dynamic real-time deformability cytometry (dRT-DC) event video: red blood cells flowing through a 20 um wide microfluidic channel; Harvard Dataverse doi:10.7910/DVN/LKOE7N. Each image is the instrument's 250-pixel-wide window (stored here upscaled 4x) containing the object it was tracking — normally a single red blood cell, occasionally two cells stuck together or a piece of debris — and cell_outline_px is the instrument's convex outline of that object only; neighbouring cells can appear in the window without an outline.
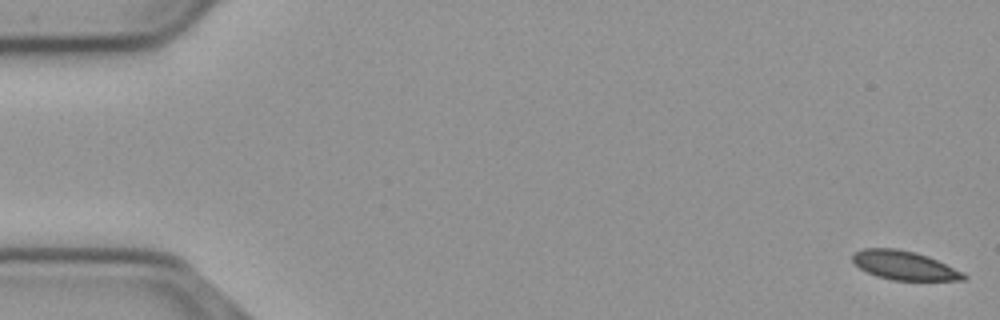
{"species": "common noctule bat (a hibernating species)", "species_latin": "Nyctalus noctula", "temperature_condition": "cold", "stored_images_in_passage": 57, "segment_of_instrument_passage": [1, 2], "camera_frame_rate_fps": 3000, "um_per_image_px": 0.085, "animal": {"sex": "male", "body_mass_g": 23.1, "forearm_length_mm": 52.7}, "frame": {"image": 1, "passage_image": 1, "time_ms": 0.0, "image_size_px": [1000, 320], "cell_outline_px": [[968, 276], [964, 280], [892, 280], [876, 276], [860, 268], [852, 260], [852, 252], [864, 248], [896, 248], [916, 252], [928, 256], [964, 272]], "centroid_in_image_um": [76.86, 22.55], "position_along_channel_um": 8.1, "area_um2": 18.79}}
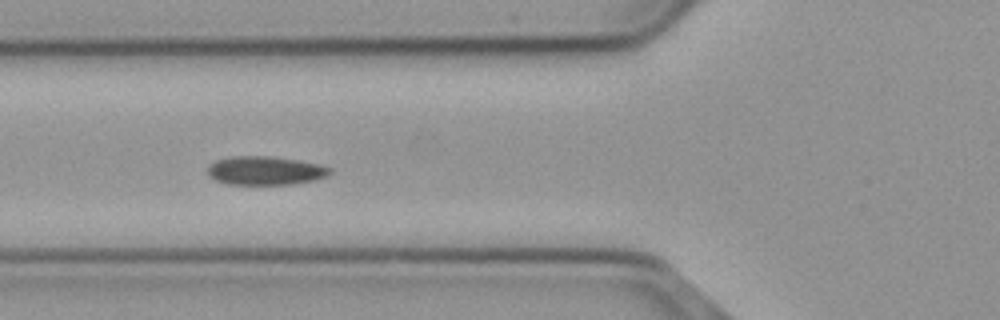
{"frame": {"image": 2, "passage_image": 21, "time_ms": 6.667, "image_size_px": [1000, 320], "cell_outline_px": [[332, 172], [328, 176], [316, 180], [292, 184], [228, 184], [216, 180], [208, 176], [208, 164], [216, 160], [232, 156], [272, 156], [320, 164], [332, 168]], "centroid_in_image_um": [22.56, 14.5], "position_along_channel_um": 103.2, "area_um2": 20.58}}
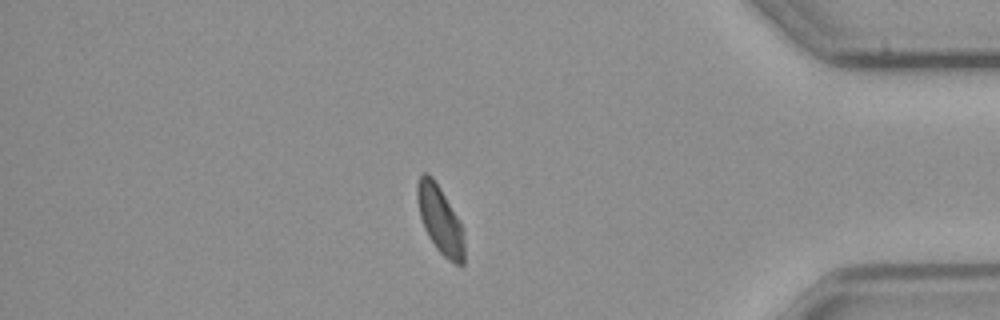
{"frame": {"image": 3, "passage_image": 48, "time_ms": 15.667, "image_size_px": [1000, 320], "cell_outline_px": [[464, 264], [456, 264], [448, 260], [436, 248], [428, 236], [424, 228], [420, 216], [416, 200], [416, 184], [420, 176], [424, 172], [428, 172], [432, 176], [440, 188], [464, 228]], "centroid_in_image_um": [37.4, 18.67], "position_along_channel_um": 397.8, "area_um2": 18.73}}